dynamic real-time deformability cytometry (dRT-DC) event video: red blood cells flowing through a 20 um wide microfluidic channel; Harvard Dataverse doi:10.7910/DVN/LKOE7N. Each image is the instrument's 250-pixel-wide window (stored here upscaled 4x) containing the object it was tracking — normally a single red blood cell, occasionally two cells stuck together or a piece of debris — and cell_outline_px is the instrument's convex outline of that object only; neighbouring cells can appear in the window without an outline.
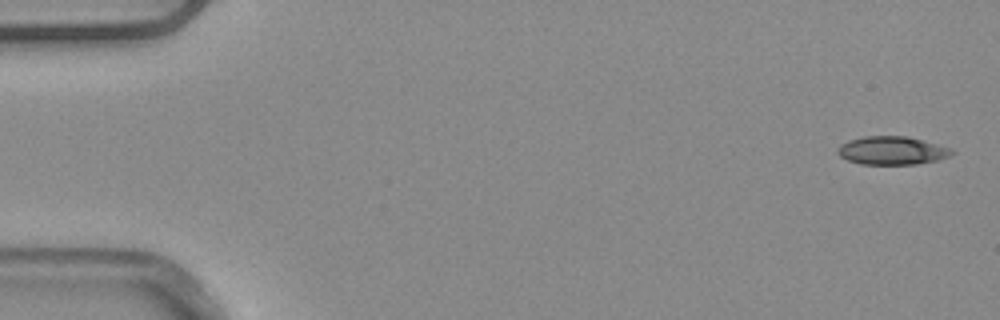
{"species": "common noctule bat (a hibernating species)", "species_latin": "Nyctalus noctula", "temperature_condition": "warm", "stored_images_in_passage": 5, "camera_frame_rate_fps": 3000, "um_per_image_px": 0.085, "animal": {"sex": "male", "body_mass_g": 20.4}, "frame": {"image": 1, "passage_image": 1, "time_ms": 0.0, "image_size_px": [1000, 320], "cell_outline_px": [[956, 152], [948, 156], [936, 160], [916, 164], [860, 164], [848, 160], [840, 156], [836, 152], [836, 148], [840, 144], [848, 140], [864, 136], [908, 136], [952, 148]], "centroid_in_image_um": [75.79, 12.79], "position_along_channel_um": 9.2, "area_um2": 18.9}}
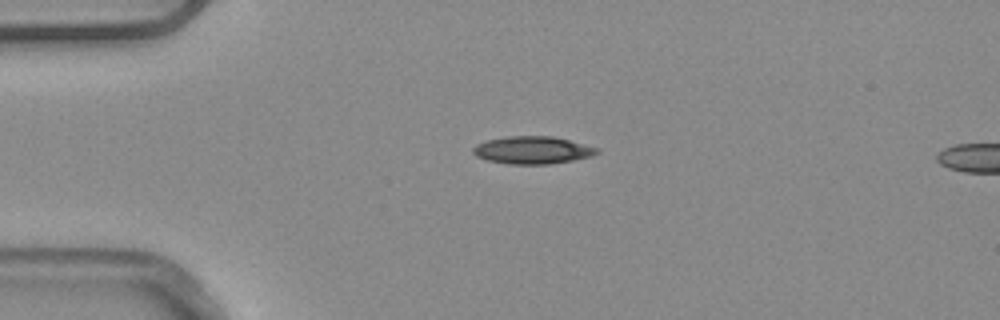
{"frame": {"image": 2, "passage_image": 4, "time_ms": 1.0, "image_size_px": [1000, 320], "cell_outline_px": [[600, 152], [592, 156], [572, 160], [548, 164], [508, 164], [488, 160], [476, 156], [472, 152], [472, 148], [476, 144], [488, 140], [508, 136], [552, 136], [600, 148]], "centroid_in_image_um": [45.27, 12.76], "position_along_channel_um": 39.7, "area_um2": 19.83}}